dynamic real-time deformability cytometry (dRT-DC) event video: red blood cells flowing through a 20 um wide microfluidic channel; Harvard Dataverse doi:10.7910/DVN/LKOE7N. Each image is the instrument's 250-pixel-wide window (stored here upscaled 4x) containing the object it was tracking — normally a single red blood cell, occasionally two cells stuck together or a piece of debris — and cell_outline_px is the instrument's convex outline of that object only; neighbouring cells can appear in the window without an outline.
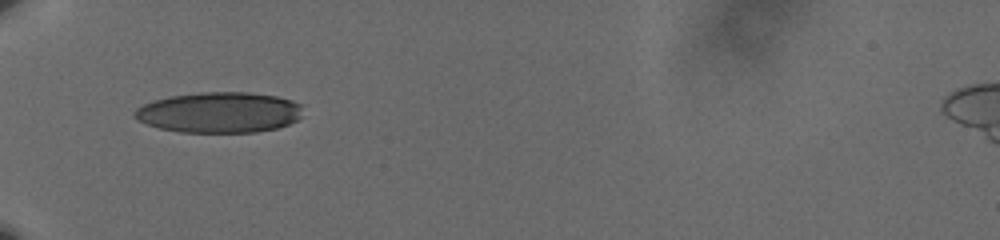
{"species": "human", "species_latin": "Homo sapiens", "temperature_condition": "cold", "stored_images_in_passage": 34, "camera_frame_rate_fps": 3000, "um_per_image_px": 0.085, "donor": {"sex": "male"}, "frame": {"image": 1, "passage_image": 1, "time_ms": 0.0, "image_size_px": [1000, 240], "cell_outline_px": [[300, 116], [296, 120], [288, 124], [276, 128], [256, 132], [180, 132], [160, 128], [148, 124], [132, 116], [132, 112], [136, 108], [152, 100], [172, 96], [200, 92], [248, 92], [276, 96], [292, 100], [300, 104]], "centroid_in_image_um": [18.61, 9.55], "position_along_channel_um": 66.4, "area_um2": 39.71}}
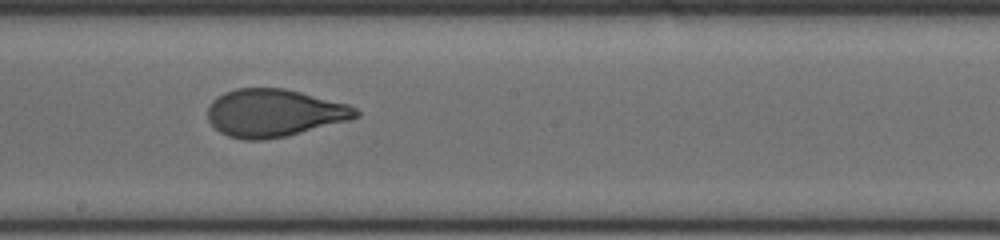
{"frame": {"image": 2, "passage_image": 15, "time_ms": 4.667, "image_size_px": [1000, 240], "cell_outline_px": [[360, 116], [348, 120], [284, 136], [264, 140], [244, 140], [228, 136], [220, 132], [208, 120], [208, 108], [212, 100], [224, 92], [236, 88], [284, 88], [348, 104], [356, 108], [360, 112]], "centroid_in_image_um": [23.28, 9.59], "position_along_channel_um": 224.9, "area_um2": 40.86}}
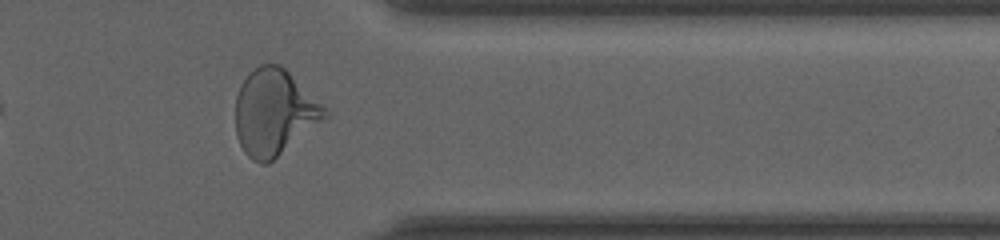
{"frame": {"image": 3, "passage_image": 29, "time_ms": 9.333, "image_size_px": [1000, 240], "cell_outline_px": [[328, 116], [268, 164], [260, 164], [252, 160], [244, 152], [236, 136], [236, 96], [240, 84], [248, 72], [260, 64], [280, 64], [328, 112]], "centroid_in_image_um": [23.24, 9.57], "position_along_channel_um": 388.2, "area_um2": 44.1}, "authors_computed_cell_mechanics": {"area_um2": 41.1825, "velocity_mm_per_s": 3.585, "shape_relaxation_time_tau1_ms": 3.7644, "shape_relaxation_time_tau2_ms": 0.6886, "deformation_change_tau1": 0.173, "deformation_change_tau2": 0.056}}